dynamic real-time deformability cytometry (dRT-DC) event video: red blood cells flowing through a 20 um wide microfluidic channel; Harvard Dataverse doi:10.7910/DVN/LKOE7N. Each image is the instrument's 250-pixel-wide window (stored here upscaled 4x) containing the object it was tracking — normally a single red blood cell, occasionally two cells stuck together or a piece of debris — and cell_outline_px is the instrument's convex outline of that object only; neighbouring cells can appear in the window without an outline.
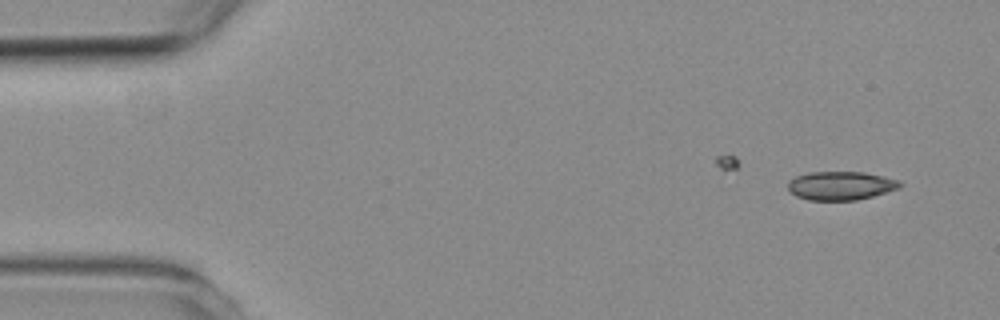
{"species": "common noctule bat (a hibernating species)", "species_latin": "Nyctalus noctula", "temperature_condition": "room temperature", "stored_images_in_passage": 2, "camera_frame_rate_fps": 3000, "um_per_image_px": 0.085, "animal": {"sex": "female", "body_mass_g": 19.3, "forearm_length_mm": 54.1}, "frame": {"image": 1, "passage_image": 2, "time_ms": 1.333, "image_size_px": [1000, 320], "cell_outline_px": [[904, 184], [900, 188], [872, 196], [856, 200], [808, 200], [796, 196], [788, 188], [788, 180], [796, 176], [808, 172], [864, 172], [884, 176], [900, 180]], "centroid_in_image_um": [71.49, 15.77], "position_along_channel_um": 13.5, "area_um2": 18.79}}